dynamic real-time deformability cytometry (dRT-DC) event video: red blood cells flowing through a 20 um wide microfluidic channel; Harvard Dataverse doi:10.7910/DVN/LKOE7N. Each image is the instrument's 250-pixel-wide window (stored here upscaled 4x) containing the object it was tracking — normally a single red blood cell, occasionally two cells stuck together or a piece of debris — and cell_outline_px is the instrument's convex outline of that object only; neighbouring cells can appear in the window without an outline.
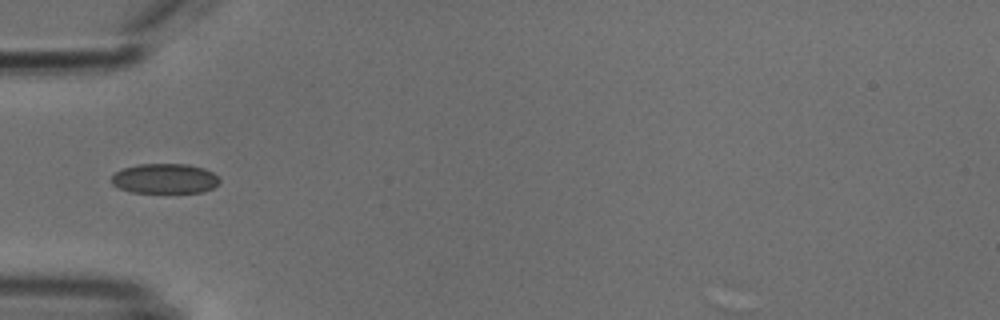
{"species": "common noctule bat (a hibernating species)", "species_latin": "Nyctalus noctula", "temperature_condition": "cold", "stored_images_in_passage": 5, "camera_frame_rate_fps": 3000, "um_per_image_px": 0.085, "animal": {"sex": "male", "body_mass_g": 18.8}, "frame": {"image": 1, "passage_image": 5, "time_ms": 5.333, "image_size_px": [1000, 320], "cell_outline_px": [[220, 184], [204, 192], [132, 192], [120, 188], [112, 184], [112, 176], [116, 172], [124, 168], [140, 164], [188, 164], [204, 168], [220, 176]], "centroid_in_image_um": [14.07, 15.17], "position_along_channel_um": 70.9, "area_um2": 18.84}}